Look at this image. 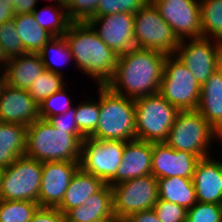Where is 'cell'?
<instances>
[{
    "mask_svg": "<svg viewBox=\"0 0 222 222\" xmlns=\"http://www.w3.org/2000/svg\"><path fill=\"white\" fill-rule=\"evenodd\" d=\"M166 56L156 50L131 49L118 56L114 74L105 85L112 92L134 100L158 93Z\"/></svg>",
    "mask_w": 222,
    "mask_h": 222,
    "instance_id": "6da1fadb",
    "label": "cell"
},
{
    "mask_svg": "<svg viewBox=\"0 0 222 222\" xmlns=\"http://www.w3.org/2000/svg\"><path fill=\"white\" fill-rule=\"evenodd\" d=\"M64 38L80 71L98 80V85L112 78L118 56L88 22H72Z\"/></svg>",
    "mask_w": 222,
    "mask_h": 222,
    "instance_id": "7a4b0ae2",
    "label": "cell"
},
{
    "mask_svg": "<svg viewBox=\"0 0 222 222\" xmlns=\"http://www.w3.org/2000/svg\"><path fill=\"white\" fill-rule=\"evenodd\" d=\"M25 156L40 162H79L82 140L39 118L27 126Z\"/></svg>",
    "mask_w": 222,
    "mask_h": 222,
    "instance_id": "3957f363",
    "label": "cell"
},
{
    "mask_svg": "<svg viewBox=\"0 0 222 222\" xmlns=\"http://www.w3.org/2000/svg\"><path fill=\"white\" fill-rule=\"evenodd\" d=\"M98 86L100 116L91 138L125 142L135 140V100L112 92L106 85Z\"/></svg>",
    "mask_w": 222,
    "mask_h": 222,
    "instance_id": "277c9868",
    "label": "cell"
},
{
    "mask_svg": "<svg viewBox=\"0 0 222 222\" xmlns=\"http://www.w3.org/2000/svg\"><path fill=\"white\" fill-rule=\"evenodd\" d=\"M135 110L136 139L147 142H165L180 111L159 92L135 99Z\"/></svg>",
    "mask_w": 222,
    "mask_h": 222,
    "instance_id": "5b68a950",
    "label": "cell"
},
{
    "mask_svg": "<svg viewBox=\"0 0 222 222\" xmlns=\"http://www.w3.org/2000/svg\"><path fill=\"white\" fill-rule=\"evenodd\" d=\"M215 138L216 131L201 113L197 110H180L165 142L175 150L205 158L209 156L207 149Z\"/></svg>",
    "mask_w": 222,
    "mask_h": 222,
    "instance_id": "8992f818",
    "label": "cell"
},
{
    "mask_svg": "<svg viewBox=\"0 0 222 222\" xmlns=\"http://www.w3.org/2000/svg\"><path fill=\"white\" fill-rule=\"evenodd\" d=\"M133 33L136 48L166 55H175L180 42L151 1L134 14Z\"/></svg>",
    "mask_w": 222,
    "mask_h": 222,
    "instance_id": "52a82bcc",
    "label": "cell"
},
{
    "mask_svg": "<svg viewBox=\"0 0 222 222\" xmlns=\"http://www.w3.org/2000/svg\"><path fill=\"white\" fill-rule=\"evenodd\" d=\"M159 93L179 110H197L201 86L177 56L167 55Z\"/></svg>",
    "mask_w": 222,
    "mask_h": 222,
    "instance_id": "ba28073f",
    "label": "cell"
},
{
    "mask_svg": "<svg viewBox=\"0 0 222 222\" xmlns=\"http://www.w3.org/2000/svg\"><path fill=\"white\" fill-rule=\"evenodd\" d=\"M42 164L27 156L18 157L4 168L0 199L38 202Z\"/></svg>",
    "mask_w": 222,
    "mask_h": 222,
    "instance_id": "9c48e42d",
    "label": "cell"
},
{
    "mask_svg": "<svg viewBox=\"0 0 222 222\" xmlns=\"http://www.w3.org/2000/svg\"><path fill=\"white\" fill-rule=\"evenodd\" d=\"M115 217L126 219L132 213L151 210L158 200V180L152 174L111 186Z\"/></svg>",
    "mask_w": 222,
    "mask_h": 222,
    "instance_id": "30bf717a",
    "label": "cell"
},
{
    "mask_svg": "<svg viewBox=\"0 0 222 222\" xmlns=\"http://www.w3.org/2000/svg\"><path fill=\"white\" fill-rule=\"evenodd\" d=\"M125 143L86 137L81 144L80 168L107 184L122 163Z\"/></svg>",
    "mask_w": 222,
    "mask_h": 222,
    "instance_id": "8fae6325",
    "label": "cell"
},
{
    "mask_svg": "<svg viewBox=\"0 0 222 222\" xmlns=\"http://www.w3.org/2000/svg\"><path fill=\"white\" fill-rule=\"evenodd\" d=\"M186 40L179 42L175 55L202 86L211 74L220 67L222 42L216 39H214L215 42H212L211 37L195 38L189 42H186Z\"/></svg>",
    "mask_w": 222,
    "mask_h": 222,
    "instance_id": "7c38bea8",
    "label": "cell"
},
{
    "mask_svg": "<svg viewBox=\"0 0 222 222\" xmlns=\"http://www.w3.org/2000/svg\"><path fill=\"white\" fill-rule=\"evenodd\" d=\"M179 41L202 37L200 0H150Z\"/></svg>",
    "mask_w": 222,
    "mask_h": 222,
    "instance_id": "4fadbf2b",
    "label": "cell"
},
{
    "mask_svg": "<svg viewBox=\"0 0 222 222\" xmlns=\"http://www.w3.org/2000/svg\"><path fill=\"white\" fill-rule=\"evenodd\" d=\"M88 23L99 38L111 48L117 56L136 48L133 33L134 14L127 12L92 17ZM101 24L100 28L96 27ZM97 29H96V28Z\"/></svg>",
    "mask_w": 222,
    "mask_h": 222,
    "instance_id": "5bb4252c",
    "label": "cell"
},
{
    "mask_svg": "<svg viewBox=\"0 0 222 222\" xmlns=\"http://www.w3.org/2000/svg\"><path fill=\"white\" fill-rule=\"evenodd\" d=\"M79 168V162H43L39 206L57 208L64 198L72 177Z\"/></svg>",
    "mask_w": 222,
    "mask_h": 222,
    "instance_id": "9a60e30c",
    "label": "cell"
},
{
    "mask_svg": "<svg viewBox=\"0 0 222 222\" xmlns=\"http://www.w3.org/2000/svg\"><path fill=\"white\" fill-rule=\"evenodd\" d=\"M201 158L187 151L175 150L166 142H153L151 174L159 178H192Z\"/></svg>",
    "mask_w": 222,
    "mask_h": 222,
    "instance_id": "2e32d148",
    "label": "cell"
},
{
    "mask_svg": "<svg viewBox=\"0 0 222 222\" xmlns=\"http://www.w3.org/2000/svg\"><path fill=\"white\" fill-rule=\"evenodd\" d=\"M40 118V106L25 89L7 85L0 95V122L28 126Z\"/></svg>",
    "mask_w": 222,
    "mask_h": 222,
    "instance_id": "e0dca14e",
    "label": "cell"
},
{
    "mask_svg": "<svg viewBox=\"0 0 222 222\" xmlns=\"http://www.w3.org/2000/svg\"><path fill=\"white\" fill-rule=\"evenodd\" d=\"M153 142L132 140L125 143L122 163L116 175L107 183L109 186L151 174Z\"/></svg>",
    "mask_w": 222,
    "mask_h": 222,
    "instance_id": "ac0fdd59",
    "label": "cell"
},
{
    "mask_svg": "<svg viewBox=\"0 0 222 222\" xmlns=\"http://www.w3.org/2000/svg\"><path fill=\"white\" fill-rule=\"evenodd\" d=\"M197 202L222 205V161L201 158L193 173Z\"/></svg>",
    "mask_w": 222,
    "mask_h": 222,
    "instance_id": "d6986e66",
    "label": "cell"
},
{
    "mask_svg": "<svg viewBox=\"0 0 222 222\" xmlns=\"http://www.w3.org/2000/svg\"><path fill=\"white\" fill-rule=\"evenodd\" d=\"M114 217L112 189L105 184L84 205L71 209L65 215V222H102Z\"/></svg>",
    "mask_w": 222,
    "mask_h": 222,
    "instance_id": "ffe728a7",
    "label": "cell"
},
{
    "mask_svg": "<svg viewBox=\"0 0 222 222\" xmlns=\"http://www.w3.org/2000/svg\"><path fill=\"white\" fill-rule=\"evenodd\" d=\"M197 111L217 132L222 128V68L215 70L201 86Z\"/></svg>",
    "mask_w": 222,
    "mask_h": 222,
    "instance_id": "44dd1931",
    "label": "cell"
},
{
    "mask_svg": "<svg viewBox=\"0 0 222 222\" xmlns=\"http://www.w3.org/2000/svg\"><path fill=\"white\" fill-rule=\"evenodd\" d=\"M7 85L28 90L37 77L45 71L38 53H25L11 58L6 66Z\"/></svg>",
    "mask_w": 222,
    "mask_h": 222,
    "instance_id": "7402d4cb",
    "label": "cell"
},
{
    "mask_svg": "<svg viewBox=\"0 0 222 222\" xmlns=\"http://www.w3.org/2000/svg\"><path fill=\"white\" fill-rule=\"evenodd\" d=\"M105 183L98 177L79 168L69 183L61 204L57 207L66 215L71 209L85 204V201L97 193Z\"/></svg>",
    "mask_w": 222,
    "mask_h": 222,
    "instance_id": "603a6c76",
    "label": "cell"
},
{
    "mask_svg": "<svg viewBox=\"0 0 222 222\" xmlns=\"http://www.w3.org/2000/svg\"><path fill=\"white\" fill-rule=\"evenodd\" d=\"M27 126L0 122V167H8L18 157L25 156Z\"/></svg>",
    "mask_w": 222,
    "mask_h": 222,
    "instance_id": "cb8c5ba5",
    "label": "cell"
},
{
    "mask_svg": "<svg viewBox=\"0 0 222 222\" xmlns=\"http://www.w3.org/2000/svg\"><path fill=\"white\" fill-rule=\"evenodd\" d=\"M158 180V199L190 209L196 202L192 178L167 177Z\"/></svg>",
    "mask_w": 222,
    "mask_h": 222,
    "instance_id": "d4e9b609",
    "label": "cell"
},
{
    "mask_svg": "<svg viewBox=\"0 0 222 222\" xmlns=\"http://www.w3.org/2000/svg\"><path fill=\"white\" fill-rule=\"evenodd\" d=\"M13 19L26 53H39L54 37L36 22L32 13L15 14Z\"/></svg>",
    "mask_w": 222,
    "mask_h": 222,
    "instance_id": "484cf974",
    "label": "cell"
},
{
    "mask_svg": "<svg viewBox=\"0 0 222 222\" xmlns=\"http://www.w3.org/2000/svg\"><path fill=\"white\" fill-rule=\"evenodd\" d=\"M200 16L202 37L222 42V0H200Z\"/></svg>",
    "mask_w": 222,
    "mask_h": 222,
    "instance_id": "4316f807",
    "label": "cell"
},
{
    "mask_svg": "<svg viewBox=\"0 0 222 222\" xmlns=\"http://www.w3.org/2000/svg\"><path fill=\"white\" fill-rule=\"evenodd\" d=\"M59 7L56 10L53 7L48 9L49 7L47 6L39 12L36 9L32 12L36 22L54 37L64 36L72 23L67 11H65L67 8L64 5H60ZM58 9L63 12L58 11Z\"/></svg>",
    "mask_w": 222,
    "mask_h": 222,
    "instance_id": "83f0119b",
    "label": "cell"
},
{
    "mask_svg": "<svg viewBox=\"0 0 222 222\" xmlns=\"http://www.w3.org/2000/svg\"><path fill=\"white\" fill-rule=\"evenodd\" d=\"M38 54L44 64L45 70L52 71L53 73L58 74H61V71H59L57 67V65L61 64L59 60H61V62L63 60V63H67L69 60L74 59L73 55L71 54L68 42L66 41L64 36L53 37L49 42L45 44V46L40 50ZM48 56H50V60H48ZM62 58H64L65 60ZM58 61L59 63H57ZM54 64L57 68L54 67Z\"/></svg>",
    "mask_w": 222,
    "mask_h": 222,
    "instance_id": "f1b7e54d",
    "label": "cell"
},
{
    "mask_svg": "<svg viewBox=\"0 0 222 222\" xmlns=\"http://www.w3.org/2000/svg\"><path fill=\"white\" fill-rule=\"evenodd\" d=\"M39 207L34 201L0 199V222H30Z\"/></svg>",
    "mask_w": 222,
    "mask_h": 222,
    "instance_id": "f546056e",
    "label": "cell"
},
{
    "mask_svg": "<svg viewBox=\"0 0 222 222\" xmlns=\"http://www.w3.org/2000/svg\"><path fill=\"white\" fill-rule=\"evenodd\" d=\"M61 75L62 74L45 70L31 84L27 91L38 105H40L47 97L60 91L65 86L63 82L64 77Z\"/></svg>",
    "mask_w": 222,
    "mask_h": 222,
    "instance_id": "4dcf8cb0",
    "label": "cell"
},
{
    "mask_svg": "<svg viewBox=\"0 0 222 222\" xmlns=\"http://www.w3.org/2000/svg\"><path fill=\"white\" fill-rule=\"evenodd\" d=\"M84 102L75 107V120L80 133L86 138L91 137L96 131L100 109L99 100L98 102L89 100Z\"/></svg>",
    "mask_w": 222,
    "mask_h": 222,
    "instance_id": "1f68e13d",
    "label": "cell"
},
{
    "mask_svg": "<svg viewBox=\"0 0 222 222\" xmlns=\"http://www.w3.org/2000/svg\"><path fill=\"white\" fill-rule=\"evenodd\" d=\"M0 44L9 59L26 53L18 32L15 29L14 19L0 24Z\"/></svg>",
    "mask_w": 222,
    "mask_h": 222,
    "instance_id": "d6a6232c",
    "label": "cell"
},
{
    "mask_svg": "<svg viewBox=\"0 0 222 222\" xmlns=\"http://www.w3.org/2000/svg\"><path fill=\"white\" fill-rule=\"evenodd\" d=\"M150 0H100L96 8L95 16L110 15L127 12L135 14Z\"/></svg>",
    "mask_w": 222,
    "mask_h": 222,
    "instance_id": "836d02e7",
    "label": "cell"
},
{
    "mask_svg": "<svg viewBox=\"0 0 222 222\" xmlns=\"http://www.w3.org/2000/svg\"><path fill=\"white\" fill-rule=\"evenodd\" d=\"M186 222H222V205L196 202L187 210Z\"/></svg>",
    "mask_w": 222,
    "mask_h": 222,
    "instance_id": "e575fe53",
    "label": "cell"
},
{
    "mask_svg": "<svg viewBox=\"0 0 222 222\" xmlns=\"http://www.w3.org/2000/svg\"><path fill=\"white\" fill-rule=\"evenodd\" d=\"M40 118L48 119L50 116H56L65 113L73 105L70 102L64 87L47 97L40 105Z\"/></svg>",
    "mask_w": 222,
    "mask_h": 222,
    "instance_id": "d590c367",
    "label": "cell"
},
{
    "mask_svg": "<svg viewBox=\"0 0 222 222\" xmlns=\"http://www.w3.org/2000/svg\"><path fill=\"white\" fill-rule=\"evenodd\" d=\"M100 0H70L66 6L68 17L72 22H88L95 17Z\"/></svg>",
    "mask_w": 222,
    "mask_h": 222,
    "instance_id": "8d00e7d4",
    "label": "cell"
},
{
    "mask_svg": "<svg viewBox=\"0 0 222 222\" xmlns=\"http://www.w3.org/2000/svg\"><path fill=\"white\" fill-rule=\"evenodd\" d=\"M152 209L161 222H186L187 210L176 203L158 199Z\"/></svg>",
    "mask_w": 222,
    "mask_h": 222,
    "instance_id": "74e56055",
    "label": "cell"
},
{
    "mask_svg": "<svg viewBox=\"0 0 222 222\" xmlns=\"http://www.w3.org/2000/svg\"><path fill=\"white\" fill-rule=\"evenodd\" d=\"M47 121L51 123L54 128L67 130V133L77 135L82 141L85 137L80 133L75 120V108L71 107L65 113L50 116Z\"/></svg>",
    "mask_w": 222,
    "mask_h": 222,
    "instance_id": "f35d334b",
    "label": "cell"
},
{
    "mask_svg": "<svg viewBox=\"0 0 222 222\" xmlns=\"http://www.w3.org/2000/svg\"><path fill=\"white\" fill-rule=\"evenodd\" d=\"M30 222H65V215L58 208L39 207Z\"/></svg>",
    "mask_w": 222,
    "mask_h": 222,
    "instance_id": "ab89813d",
    "label": "cell"
},
{
    "mask_svg": "<svg viewBox=\"0 0 222 222\" xmlns=\"http://www.w3.org/2000/svg\"><path fill=\"white\" fill-rule=\"evenodd\" d=\"M124 222H161L153 209L138 211L129 215Z\"/></svg>",
    "mask_w": 222,
    "mask_h": 222,
    "instance_id": "60d3db41",
    "label": "cell"
},
{
    "mask_svg": "<svg viewBox=\"0 0 222 222\" xmlns=\"http://www.w3.org/2000/svg\"><path fill=\"white\" fill-rule=\"evenodd\" d=\"M14 9V14L32 13L36 7L37 0H10Z\"/></svg>",
    "mask_w": 222,
    "mask_h": 222,
    "instance_id": "b9f144b4",
    "label": "cell"
},
{
    "mask_svg": "<svg viewBox=\"0 0 222 222\" xmlns=\"http://www.w3.org/2000/svg\"><path fill=\"white\" fill-rule=\"evenodd\" d=\"M14 9L10 0H0V24L14 18Z\"/></svg>",
    "mask_w": 222,
    "mask_h": 222,
    "instance_id": "7bdbcfd3",
    "label": "cell"
},
{
    "mask_svg": "<svg viewBox=\"0 0 222 222\" xmlns=\"http://www.w3.org/2000/svg\"><path fill=\"white\" fill-rule=\"evenodd\" d=\"M9 58L8 56L6 55L5 53V50L3 49L2 45L0 44V63L2 64V62L4 63L3 67L2 68H6L7 66V63L9 62Z\"/></svg>",
    "mask_w": 222,
    "mask_h": 222,
    "instance_id": "ee69618b",
    "label": "cell"
},
{
    "mask_svg": "<svg viewBox=\"0 0 222 222\" xmlns=\"http://www.w3.org/2000/svg\"><path fill=\"white\" fill-rule=\"evenodd\" d=\"M2 72L4 74H3V76H2V74L0 76V95H1L2 91L4 90V88L7 86V75H6L5 68H4V70H2Z\"/></svg>",
    "mask_w": 222,
    "mask_h": 222,
    "instance_id": "f6af8a7d",
    "label": "cell"
},
{
    "mask_svg": "<svg viewBox=\"0 0 222 222\" xmlns=\"http://www.w3.org/2000/svg\"><path fill=\"white\" fill-rule=\"evenodd\" d=\"M102 222H124V220L114 217V218H111L110 220L102 221Z\"/></svg>",
    "mask_w": 222,
    "mask_h": 222,
    "instance_id": "bcb514c9",
    "label": "cell"
},
{
    "mask_svg": "<svg viewBox=\"0 0 222 222\" xmlns=\"http://www.w3.org/2000/svg\"><path fill=\"white\" fill-rule=\"evenodd\" d=\"M216 136L218 137V139L222 140V128H220L217 132H216Z\"/></svg>",
    "mask_w": 222,
    "mask_h": 222,
    "instance_id": "7dc6e473",
    "label": "cell"
},
{
    "mask_svg": "<svg viewBox=\"0 0 222 222\" xmlns=\"http://www.w3.org/2000/svg\"><path fill=\"white\" fill-rule=\"evenodd\" d=\"M3 172H4V168H3V167H0V191H1V183H2V175H3Z\"/></svg>",
    "mask_w": 222,
    "mask_h": 222,
    "instance_id": "c3c4849f",
    "label": "cell"
},
{
    "mask_svg": "<svg viewBox=\"0 0 222 222\" xmlns=\"http://www.w3.org/2000/svg\"><path fill=\"white\" fill-rule=\"evenodd\" d=\"M60 2L66 7L69 4L70 0H60Z\"/></svg>",
    "mask_w": 222,
    "mask_h": 222,
    "instance_id": "681fc988",
    "label": "cell"
},
{
    "mask_svg": "<svg viewBox=\"0 0 222 222\" xmlns=\"http://www.w3.org/2000/svg\"><path fill=\"white\" fill-rule=\"evenodd\" d=\"M37 1H38V0H37ZM47 1H48V0H47ZM54 1H55V3H56V1H57V5L59 4L58 6L63 5V4L60 2V0H54Z\"/></svg>",
    "mask_w": 222,
    "mask_h": 222,
    "instance_id": "f907efd6",
    "label": "cell"
}]
</instances>
